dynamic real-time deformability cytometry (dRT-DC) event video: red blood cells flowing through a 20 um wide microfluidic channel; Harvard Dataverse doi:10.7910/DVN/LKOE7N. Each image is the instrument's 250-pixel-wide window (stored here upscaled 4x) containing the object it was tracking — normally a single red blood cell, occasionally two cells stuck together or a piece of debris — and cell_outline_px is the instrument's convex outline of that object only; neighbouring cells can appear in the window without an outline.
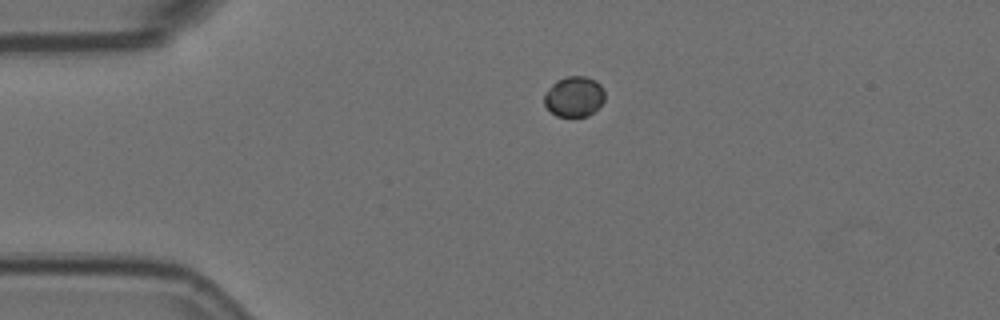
{"species": "Egyptian fruit bat (a non-hibernating species)", "species_latin": "Rousettus aegyptiacus", "temperature_condition": "room temperature", "stored_images_in_passage": 2, "camera_frame_rate_fps": 3000, "um_per_image_px": 0.085, "animal": {"sex": "female"}, "frame": {"image": 1, "passage_image": 1, "time_ms": 0.0, "image_size_px": [1000, 320], "cell_outline_px": [[604, 100], [588, 116], [556, 116], [544, 104], [544, 92], [556, 80], [568, 76], [584, 76], [596, 80], [604, 88]], "centroid_in_image_um": [48.79, 8.19], "position_along_channel_um": 36.2, "area_um2": 14.22}}